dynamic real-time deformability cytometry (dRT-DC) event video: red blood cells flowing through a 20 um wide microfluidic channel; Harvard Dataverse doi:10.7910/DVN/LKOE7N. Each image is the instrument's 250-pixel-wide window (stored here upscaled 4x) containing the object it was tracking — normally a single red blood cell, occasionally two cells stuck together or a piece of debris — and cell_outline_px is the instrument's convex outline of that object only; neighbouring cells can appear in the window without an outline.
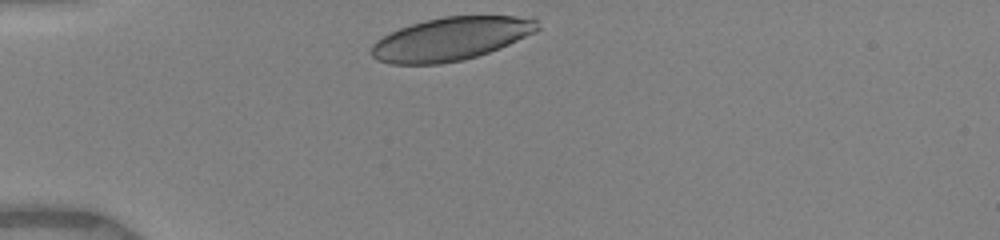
{"species": "human", "species_latin": "Homo sapiens", "temperature_condition": "warm", "stored_images_in_passage": 8, "camera_frame_rate_fps": 3000, "um_per_image_px": 0.085, "donor": {"sex": "female"}, "frame": {"image": 1, "passage_image": 1, "time_ms": 0.0, "image_size_px": [1000, 240], "cell_outline_px": [[540, 28], [536, 32], [500, 48], [464, 60], [440, 64], [392, 64], [376, 60], [372, 56], [372, 44], [376, 40], [400, 28], [412, 24], [444, 16], [516, 16], [536, 20]], "centroid_in_image_um": [38.32, 3.31], "position_along_channel_um": 46.7, "area_um2": 41.5}}
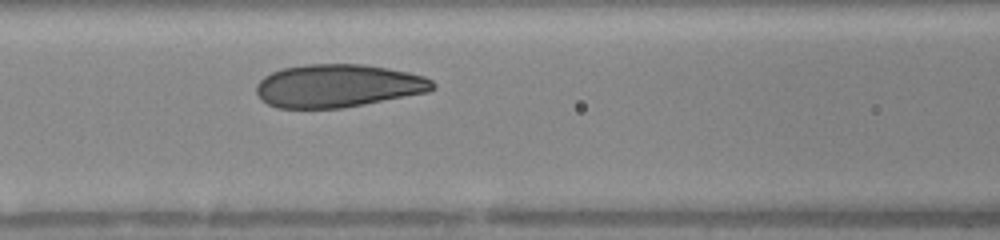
{"frame": {"image": 2, "passage_image": 8, "time_ms": 3.0, "image_size_px": [1000, 240], "cell_outline_px": [[436, 88], [428, 92], [344, 108], [276, 108], [260, 100], [256, 92], [256, 84], [264, 76], [280, 68], [304, 64], [364, 64], [388, 68], [408, 72], [424, 76], [432, 80], [436, 84]], "centroid_in_image_um": [28.71, 7.29], "position_along_channel_um": 137.9, "area_um2": 44.62}}